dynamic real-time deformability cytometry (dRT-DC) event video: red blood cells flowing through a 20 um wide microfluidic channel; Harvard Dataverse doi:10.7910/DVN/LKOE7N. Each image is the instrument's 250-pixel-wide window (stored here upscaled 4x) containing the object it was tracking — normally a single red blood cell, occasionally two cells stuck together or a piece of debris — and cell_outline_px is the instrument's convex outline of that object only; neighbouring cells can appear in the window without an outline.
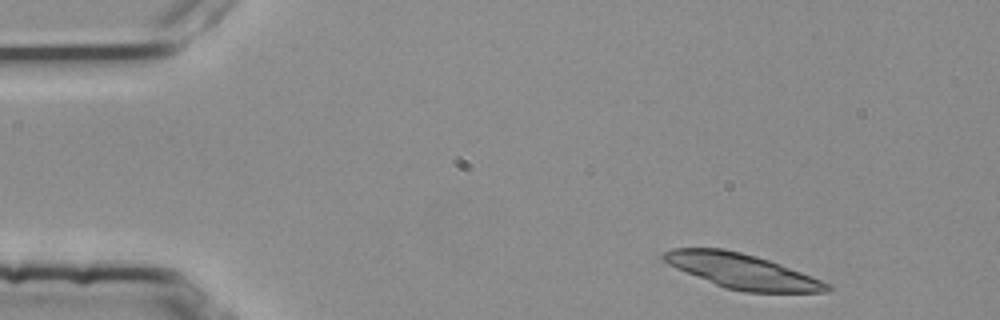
{"species": "common noctule bat (a hibernating species)", "species_latin": "Nyctalus noctula", "temperature_condition": "room temperature", "stored_images_in_passage": 2, "camera_frame_rate_fps": 3000, "um_per_image_px": 0.085, "animal": {"sex": "female", "body_mass_g": 25.1}, "frame": {"image": 1, "passage_image": 1, "time_ms": 0.0, "image_size_px": [1000, 320], "cell_outline_px": [[832, 288], [824, 292], [744, 292], [724, 288], [676, 268], [668, 264], [660, 256], [664, 252], [672, 248], [724, 248], [756, 256], [780, 264], [832, 284]], "centroid_in_image_um": [63.07, 23.05], "position_along_channel_um": 21.9, "area_um2": 33.0}}